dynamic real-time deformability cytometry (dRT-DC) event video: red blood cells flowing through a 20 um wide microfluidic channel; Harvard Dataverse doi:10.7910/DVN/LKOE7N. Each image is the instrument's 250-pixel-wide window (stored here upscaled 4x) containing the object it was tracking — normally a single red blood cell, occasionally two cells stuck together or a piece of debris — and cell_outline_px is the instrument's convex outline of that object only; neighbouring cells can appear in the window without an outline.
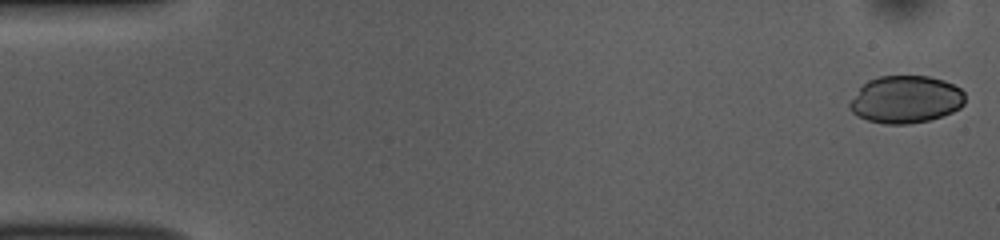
{"species": "common noctule bat (a hibernating species)", "species_latin": "Nyctalus noctula", "temperature_condition": "room temperature", "stored_images_in_passage": 52, "camera_frame_rate_fps": 3000, "um_per_image_px": 0.085, "animal": {"sex": "female", "body_mass_g": 10.0, "forearm_length_mm": 53.1}, "frame": {"image": 1, "passage_image": 1, "time_ms": 0.0, "image_size_px": [1000, 240], "cell_outline_px": [[964, 104], [960, 108], [952, 112], [928, 120], [908, 124], [884, 124], [868, 120], [856, 116], [848, 108], [848, 104], [860, 88], [868, 80], [880, 76], [928, 76], [944, 80], [960, 88], [964, 92]], "centroid_in_image_um": [76.98, 8.45], "position_along_channel_um": 8.0, "area_um2": 31.85}}
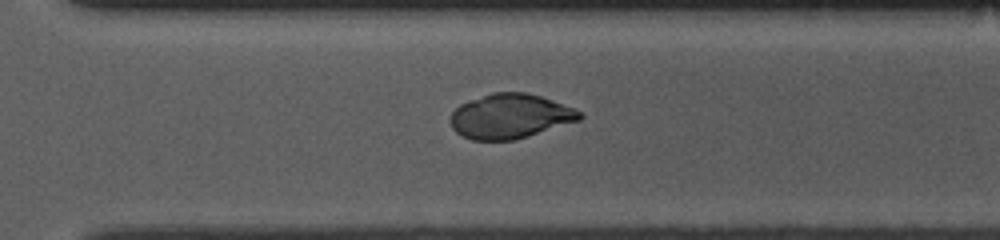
{"frame": {"image": 2, "passage_image": 36, "time_ms": 11.667, "image_size_px": [1000, 240], "cell_outline_px": [[584, 116], [580, 120], [516, 140], [472, 140], [456, 132], [452, 128], [452, 112], [460, 104], [468, 100], [492, 92], [524, 92], [540, 96], [552, 100], [572, 108], [580, 112]], "centroid_in_image_um": [43.36, 9.88], "position_along_channel_um": 327.2, "area_um2": 33.41}}
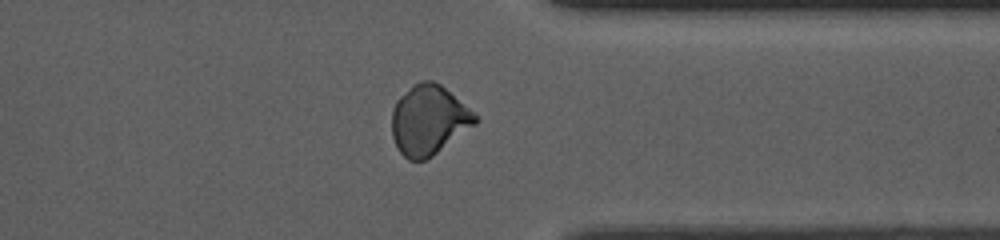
{"frame": {"image": 3, "passage_image": 40, "time_ms": 13.0, "image_size_px": [1000, 240], "cell_outline_px": [[480, 120], [476, 124], [432, 156], [424, 160], [408, 160], [400, 152], [392, 136], [392, 112], [396, 100], [400, 96], [420, 80], [432, 80], [440, 84], [468, 108]], "centroid_in_image_um": [36.43, 10.21], "position_along_channel_um": 375.0, "area_um2": 33.41}}